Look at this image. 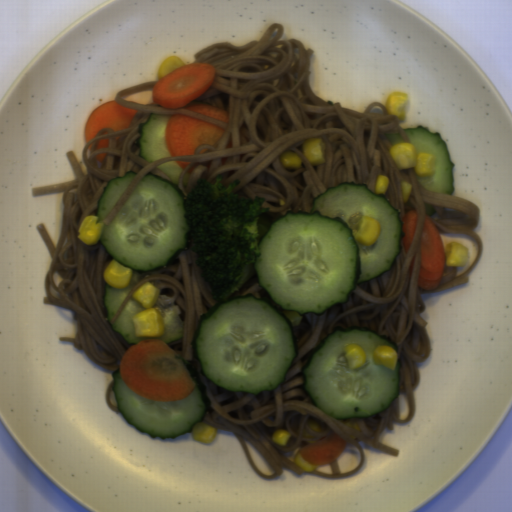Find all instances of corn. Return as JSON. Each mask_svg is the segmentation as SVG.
I'll use <instances>...</instances> for the list:
<instances>
[{
    "instance_id": "obj_18",
    "label": "corn",
    "mask_w": 512,
    "mask_h": 512,
    "mask_svg": "<svg viewBox=\"0 0 512 512\" xmlns=\"http://www.w3.org/2000/svg\"><path fill=\"white\" fill-rule=\"evenodd\" d=\"M401 192H402V198H403L404 204L408 203V201L413 193V184H411L407 181L401 180Z\"/></svg>"
},
{
    "instance_id": "obj_14",
    "label": "corn",
    "mask_w": 512,
    "mask_h": 512,
    "mask_svg": "<svg viewBox=\"0 0 512 512\" xmlns=\"http://www.w3.org/2000/svg\"><path fill=\"white\" fill-rule=\"evenodd\" d=\"M293 434L282 429V428H279V429H276L272 436H271V440L273 442V444H276V445H279V446H282V447H287V444L289 442V440L292 438Z\"/></svg>"
},
{
    "instance_id": "obj_8",
    "label": "corn",
    "mask_w": 512,
    "mask_h": 512,
    "mask_svg": "<svg viewBox=\"0 0 512 512\" xmlns=\"http://www.w3.org/2000/svg\"><path fill=\"white\" fill-rule=\"evenodd\" d=\"M469 254L470 250L465 245L454 241L448 243L444 248V267L466 265L469 259Z\"/></svg>"
},
{
    "instance_id": "obj_11",
    "label": "corn",
    "mask_w": 512,
    "mask_h": 512,
    "mask_svg": "<svg viewBox=\"0 0 512 512\" xmlns=\"http://www.w3.org/2000/svg\"><path fill=\"white\" fill-rule=\"evenodd\" d=\"M188 65L177 55L171 54L161 61L157 67L156 79L159 81L180 66Z\"/></svg>"
},
{
    "instance_id": "obj_17",
    "label": "corn",
    "mask_w": 512,
    "mask_h": 512,
    "mask_svg": "<svg viewBox=\"0 0 512 512\" xmlns=\"http://www.w3.org/2000/svg\"><path fill=\"white\" fill-rule=\"evenodd\" d=\"M280 312L286 316V318L290 321V323L294 327L300 326V324L303 320V317H304V315H299L298 312H296V311H286V310H283L282 308H281Z\"/></svg>"
},
{
    "instance_id": "obj_19",
    "label": "corn",
    "mask_w": 512,
    "mask_h": 512,
    "mask_svg": "<svg viewBox=\"0 0 512 512\" xmlns=\"http://www.w3.org/2000/svg\"><path fill=\"white\" fill-rule=\"evenodd\" d=\"M307 425L310 427V429L312 431H315L317 433H321L323 432V427L321 425V423H319L318 421H316L315 419H309L307 421Z\"/></svg>"
},
{
    "instance_id": "obj_15",
    "label": "corn",
    "mask_w": 512,
    "mask_h": 512,
    "mask_svg": "<svg viewBox=\"0 0 512 512\" xmlns=\"http://www.w3.org/2000/svg\"><path fill=\"white\" fill-rule=\"evenodd\" d=\"M293 463L296 464L297 466H299L300 468H302L303 470H305L306 472H313V471H316L318 467L320 466H316V465H313L309 462H307L301 452H298L296 453L294 456H293Z\"/></svg>"
},
{
    "instance_id": "obj_13",
    "label": "corn",
    "mask_w": 512,
    "mask_h": 512,
    "mask_svg": "<svg viewBox=\"0 0 512 512\" xmlns=\"http://www.w3.org/2000/svg\"><path fill=\"white\" fill-rule=\"evenodd\" d=\"M281 166L288 171H298L302 168V158L294 151H284L279 155Z\"/></svg>"
},
{
    "instance_id": "obj_3",
    "label": "corn",
    "mask_w": 512,
    "mask_h": 512,
    "mask_svg": "<svg viewBox=\"0 0 512 512\" xmlns=\"http://www.w3.org/2000/svg\"><path fill=\"white\" fill-rule=\"evenodd\" d=\"M380 234V221L365 215L359 218L353 230V239L365 248L372 247L376 244Z\"/></svg>"
},
{
    "instance_id": "obj_9",
    "label": "corn",
    "mask_w": 512,
    "mask_h": 512,
    "mask_svg": "<svg viewBox=\"0 0 512 512\" xmlns=\"http://www.w3.org/2000/svg\"><path fill=\"white\" fill-rule=\"evenodd\" d=\"M373 360L375 365L395 371L398 362V352L390 346L378 345L373 350Z\"/></svg>"
},
{
    "instance_id": "obj_2",
    "label": "corn",
    "mask_w": 512,
    "mask_h": 512,
    "mask_svg": "<svg viewBox=\"0 0 512 512\" xmlns=\"http://www.w3.org/2000/svg\"><path fill=\"white\" fill-rule=\"evenodd\" d=\"M398 170L413 169L418 176L436 174L434 162L436 155L418 152L415 145L406 141L397 142L388 149Z\"/></svg>"
},
{
    "instance_id": "obj_12",
    "label": "corn",
    "mask_w": 512,
    "mask_h": 512,
    "mask_svg": "<svg viewBox=\"0 0 512 512\" xmlns=\"http://www.w3.org/2000/svg\"><path fill=\"white\" fill-rule=\"evenodd\" d=\"M218 431L214 427H210L203 422H198L191 430L192 437L204 444L214 443Z\"/></svg>"
},
{
    "instance_id": "obj_6",
    "label": "corn",
    "mask_w": 512,
    "mask_h": 512,
    "mask_svg": "<svg viewBox=\"0 0 512 512\" xmlns=\"http://www.w3.org/2000/svg\"><path fill=\"white\" fill-rule=\"evenodd\" d=\"M301 152L312 167L315 165H325L327 163L326 144L321 136L306 139L301 144Z\"/></svg>"
},
{
    "instance_id": "obj_7",
    "label": "corn",
    "mask_w": 512,
    "mask_h": 512,
    "mask_svg": "<svg viewBox=\"0 0 512 512\" xmlns=\"http://www.w3.org/2000/svg\"><path fill=\"white\" fill-rule=\"evenodd\" d=\"M410 95L400 91H390L385 99V108L388 114L396 115L402 122L406 121V108Z\"/></svg>"
},
{
    "instance_id": "obj_1",
    "label": "corn",
    "mask_w": 512,
    "mask_h": 512,
    "mask_svg": "<svg viewBox=\"0 0 512 512\" xmlns=\"http://www.w3.org/2000/svg\"><path fill=\"white\" fill-rule=\"evenodd\" d=\"M160 289L150 282L141 285L132 295L146 310L132 316L137 338H157L165 334L166 324L158 308H154Z\"/></svg>"
},
{
    "instance_id": "obj_4",
    "label": "corn",
    "mask_w": 512,
    "mask_h": 512,
    "mask_svg": "<svg viewBox=\"0 0 512 512\" xmlns=\"http://www.w3.org/2000/svg\"><path fill=\"white\" fill-rule=\"evenodd\" d=\"M133 271L134 269L122 265L113 258L103 273L104 281L111 288L125 289L130 284Z\"/></svg>"
},
{
    "instance_id": "obj_5",
    "label": "corn",
    "mask_w": 512,
    "mask_h": 512,
    "mask_svg": "<svg viewBox=\"0 0 512 512\" xmlns=\"http://www.w3.org/2000/svg\"><path fill=\"white\" fill-rule=\"evenodd\" d=\"M98 220L99 217L93 214L85 217L78 228L77 239L85 243L87 246L99 243L102 238L103 229L105 225L102 221L97 223Z\"/></svg>"
},
{
    "instance_id": "obj_16",
    "label": "corn",
    "mask_w": 512,
    "mask_h": 512,
    "mask_svg": "<svg viewBox=\"0 0 512 512\" xmlns=\"http://www.w3.org/2000/svg\"><path fill=\"white\" fill-rule=\"evenodd\" d=\"M389 183H390V177H386V176L378 174L377 179H376L374 193H376L377 195L385 196V193L389 187Z\"/></svg>"
},
{
    "instance_id": "obj_10",
    "label": "corn",
    "mask_w": 512,
    "mask_h": 512,
    "mask_svg": "<svg viewBox=\"0 0 512 512\" xmlns=\"http://www.w3.org/2000/svg\"><path fill=\"white\" fill-rule=\"evenodd\" d=\"M344 358L349 370L363 367L367 363V354L362 347L355 343L345 345Z\"/></svg>"
}]
</instances>
